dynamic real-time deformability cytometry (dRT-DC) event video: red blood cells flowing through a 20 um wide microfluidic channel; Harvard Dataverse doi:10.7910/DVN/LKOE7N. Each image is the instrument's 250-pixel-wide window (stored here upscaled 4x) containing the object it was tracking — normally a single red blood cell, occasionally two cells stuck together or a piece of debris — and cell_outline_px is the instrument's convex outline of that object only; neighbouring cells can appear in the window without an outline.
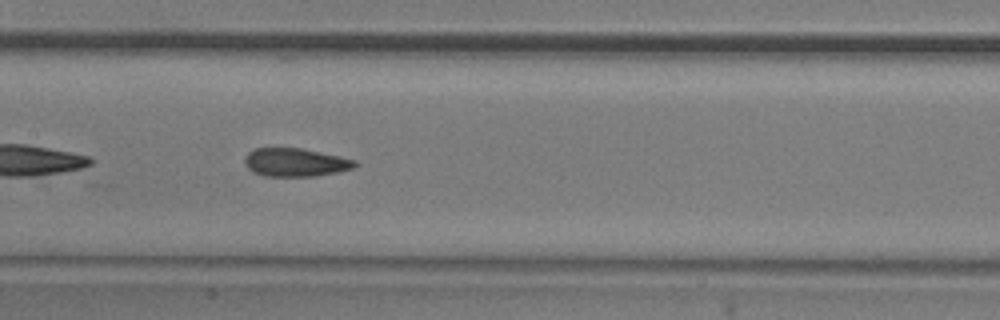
{"species": "common noctule bat (a hibernating species)", "species_latin": "Nyctalus noctula", "temperature_condition": "room temperature", "stored_images_in_passage": 21, "camera_frame_rate_fps": 3000, "um_per_image_px": 0.085, "animal": {"sex": "male", "body_mass_g": 20.5, "forearm_length_mm": 52.5}, "frame": {"image": 1, "passage_image": 11, "time_ms": 3.333, "image_size_px": [1000, 320], "cell_outline_px": [[360, 164], [356, 168], [316, 176], [264, 176], [252, 172], [248, 168], [244, 160], [244, 156], [248, 152], [256, 148], [300, 148], [340, 156], [356, 160]], "centroid_in_image_um": [25.13, 13.8], "position_along_channel_um": 182.3, "area_um2": 18.32}}